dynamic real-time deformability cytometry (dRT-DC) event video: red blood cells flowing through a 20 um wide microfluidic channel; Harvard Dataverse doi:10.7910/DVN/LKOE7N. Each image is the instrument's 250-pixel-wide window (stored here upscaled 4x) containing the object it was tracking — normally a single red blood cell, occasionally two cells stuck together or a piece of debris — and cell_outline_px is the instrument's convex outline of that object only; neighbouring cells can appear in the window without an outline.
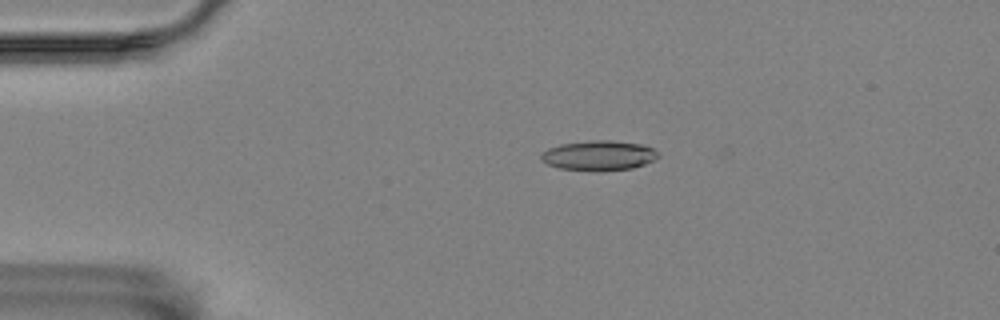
{"species": "Egyptian fruit bat (a non-hibernating species)", "species_latin": "Rousettus aegyptiacus", "temperature_condition": "room temperature", "stored_images_in_passage": 5, "camera_frame_rate_fps": 3000, "um_per_image_px": 0.085, "animal": {"sex": "female"}, "frame": {"image": 1, "passage_image": 1, "time_ms": 0.0, "image_size_px": [1000, 320], "cell_outline_px": [[660, 156], [644, 164], [632, 168], [560, 168], [548, 164], [540, 160], [540, 152], [548, 148], [560, 144], [592, 140], [612, 140], [644, 144], [660, 152]], "centroid_in_image_um": [50.9, 13.15], "position_along_channel_um": 34.1, "area_um2": 19.71}}
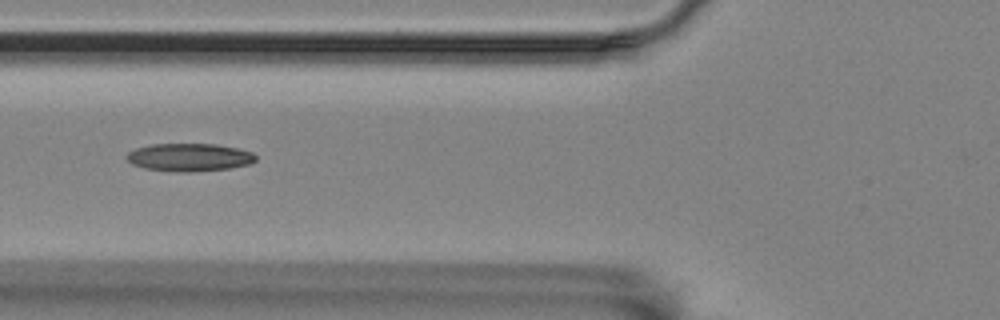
{"frame": {"image": 2, "passage_image": 4, "time_ms": 3.333, "image_size_px": [1000, 320], "cell_outline_px": [[256, 160], [252, 164], [228, 168], [192, 172], [180, 172], [144, 168], [132, 164], [124, 156], [128, 152], [136, 148], [152, 144], [216, 144], [240, 148], [252, 152], [256, 156]], "centroid_in_image_um": [16.11, 13.36], "position_along_channel_um": 109.7, "area_um2": 21.1}}
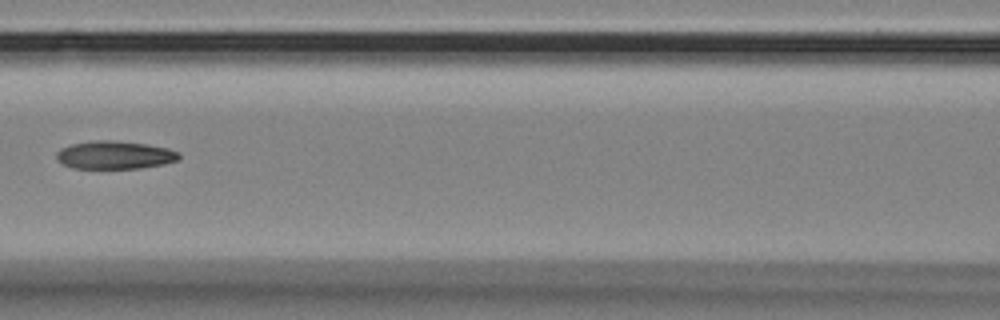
{"frame": {"image": 3, "passage_image": 5, "time_ms": 4.667, "image_size_px": [1000, 320], "cell_outline_px": [[180, 160], [164, 164], [140, 168], [72, 168], [56, 160], [56, 152], [60, 148], [72, 144], [96, 140], [112, 140], [148, 144], [168, 148], [180, 152]], "centroid_in_image_um": [9.77, 13.17], "position_along_channel_um": 156.8, "area_um2": 20.17}}